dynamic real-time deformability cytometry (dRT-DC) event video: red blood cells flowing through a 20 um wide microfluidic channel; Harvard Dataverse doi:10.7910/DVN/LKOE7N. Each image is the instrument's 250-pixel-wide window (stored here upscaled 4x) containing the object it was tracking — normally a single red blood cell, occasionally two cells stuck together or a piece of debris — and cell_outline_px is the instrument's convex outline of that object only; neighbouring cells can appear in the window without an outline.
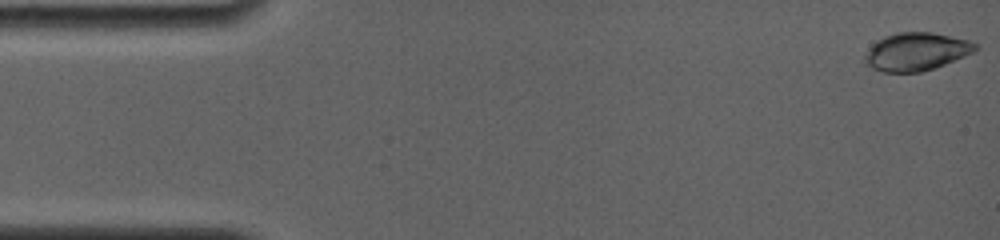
{"species": "common noctule bat (a hibernating species)", "species_latin": "Nyctalus noctula", "temperature_condition": "room temperature", "stored_images_in_passage": 15, "camera_frame_rate_fps": 4000, "um_per_image_px": 0.085, "animal": {"sex": "female", "body_mass_g": 19.0, "forearm_length_mm": 56.7}, "frame": {"image": 1, "passage_image": 1, "time_ms": 0.0, "image_size_px": [1000, 240], "cell_outline_px": [[980, 48], [976, 52], [944, 64], [920, 72], [884, 72], [872, 68], [864, 60], [864, 56], [872, 44], [876, 40], [884, 36], [896, 32], [932, 32], [968, 40], [976, 44]], "centroid_in_image_um": [77.89, 4.38], "position_along_channel_um": 7.1, "area_um2": 24.45}}
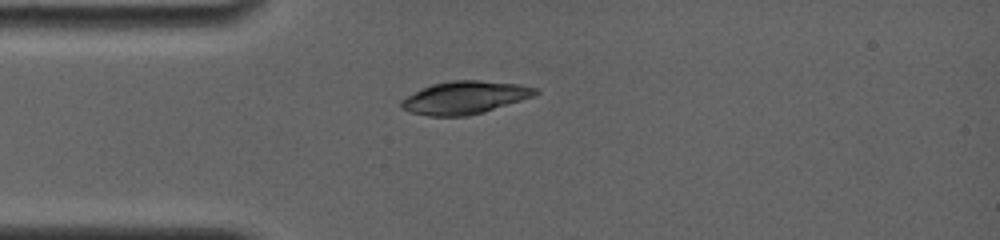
{"frame": {"image": 2, "passage_image": 11, "time_ms": 4.0, "image_size_px": [1000, 240], "cell_outline_px": [[540, 92], [536, 96], [484, 112], [464, 116], [428, 116], [412, 112], [400, 108], [400, 100], [432, 84], [452, 80], [480, 80], [520, 84], [540, 88]], "centroid_in_image_um": [39.58, 8.29], "position_along_channel_um": 45.4, "area_um2": 25.72}}
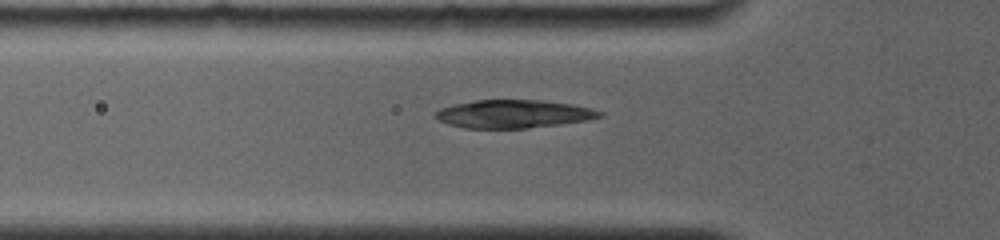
{"frame": {"image": 3, "passage_image": 15, "time_ms": 5.25, "image_size_px": [1000, 240], "cell_outline_px": [[604, 116], [584, 120], [560, 124], [528, 128], [464, 128], [448, 124], [432, 116], [440, 108], [456, 104], [476, 100], [540, 100], [572, 104], [592, 108], [604, 112]], "centroid_in_image_um": [43.65, 9.68], "position_along_channel_um": 82.1, "area_um2": 26.82}}